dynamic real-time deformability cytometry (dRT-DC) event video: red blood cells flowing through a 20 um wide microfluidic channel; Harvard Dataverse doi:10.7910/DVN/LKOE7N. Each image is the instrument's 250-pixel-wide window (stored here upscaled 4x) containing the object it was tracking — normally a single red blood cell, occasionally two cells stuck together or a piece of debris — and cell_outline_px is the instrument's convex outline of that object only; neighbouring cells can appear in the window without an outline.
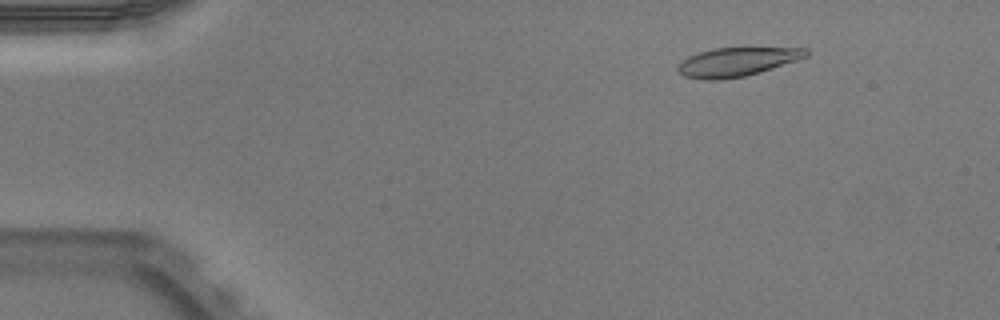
{"species": "Egyptian fruit bat (a non-hibernating species)", "species_latin": "Rousettus aegyptiacus", "temperature_condition": "warm", "stored_images_in_passage": 51, "camera_frame_rate_fps": 3000, "um_per_image_px": 0.085, "animal": {"sex": "male"}, "frame": {"image": 1, "passage_image": 7, "time_ms": 2.0, "image_size_px": [1000, 320], "cell_outline_px": [[808, 56], [760, 72], [744, 76], [720, 80], [704, 80], [684, 76], [676, 68], [688, 56], [712, 48], [748, 44], [808, 48]], "centroid_in_image_um": [62.73, 5.18], "position_along_channel_um": 22.3, "area_um2": 22.66}}
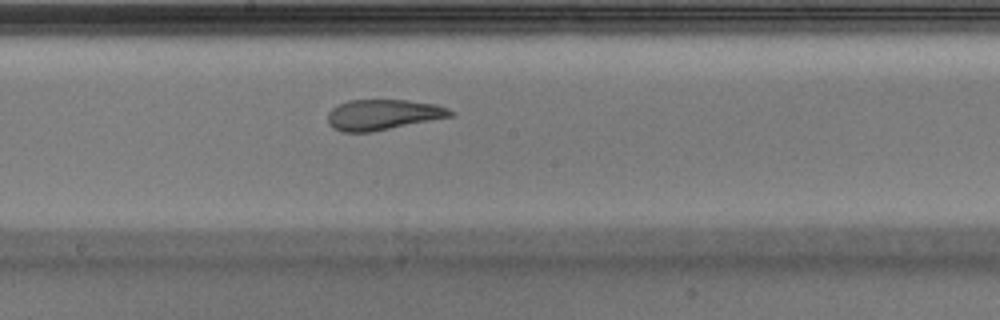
{"frame": {"image": 2, "passage_image": 28, "time_ms": 9.0, "image_size_px": [1000, 320], "cell_outline_px": [[456, 112], [452, 116], [372, 132], [344, 132], [332, 128], [328, 124], [328, 112], [332, 108], [348, 100], [404, 100], [436, 104], [448, 108]], "centroid_in_image_um": [32.54, 9.75], "position_along_channel_um": 215.7, "area_um2": 21.79}}
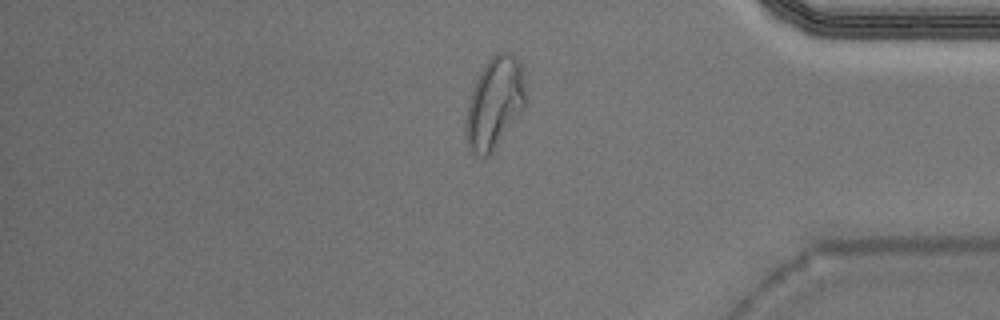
{"frame": {"image": 3, "passage_image": 43, "time_ms": 14.0, "image_size_px": [1000, 320], "cell_outline_px": [[524, 108], [492, 152], [488, 156], [480, 156], [472, 152], [468, 148], [464, 132], [464, 124], [468, 104], [476, 80], [480, 72], [488, 60], [496, 52], [508, 52], [516, 56], [520, 60], [524, 88]], "centroid_in_image_um": [42.01, 8.76], "position_along_channel_um": 393.2, "area_um2": 31.5}, "authors_computed_cell_mechanics": {"area_um2": 22.6576, "velocity_mm_per_s": 3.991, "shape_relaxation_time_tau1_ms": null, "shape_relaxation_time_tau2_ms": 1.462, "deformation_change_tau1": null, "deformation_change_tau2": 0.0849}}